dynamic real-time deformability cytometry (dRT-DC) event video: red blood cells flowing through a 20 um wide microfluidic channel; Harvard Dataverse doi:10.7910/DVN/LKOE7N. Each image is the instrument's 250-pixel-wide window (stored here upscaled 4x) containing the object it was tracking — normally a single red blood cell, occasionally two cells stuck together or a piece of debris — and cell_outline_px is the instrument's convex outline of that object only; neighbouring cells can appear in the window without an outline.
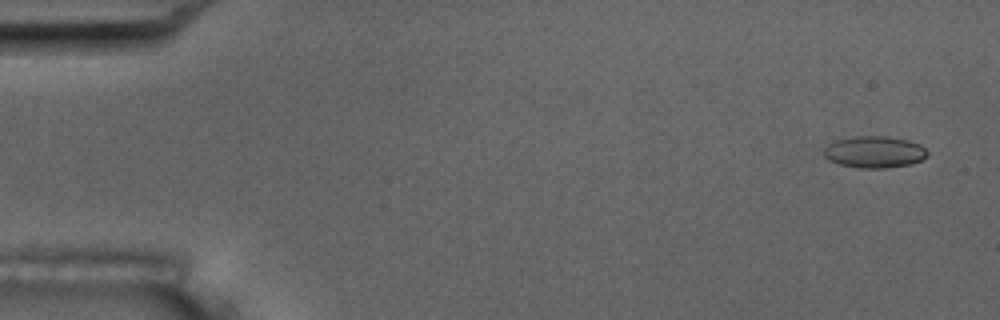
{"species": "common noctule bat (a hibernating species)", "species_latin": "Nyctalus noctula", "temperature_condition": "room temperature", "stored_images_in_passage": 6, "camera_frame_rate_fps": 3000, "um_per_image_px": 0.085, "animal": {"sex": "male", "body_mass_g": 17.5, "forearm_length_mm": 52.3}, "frame": {"image": 1, "passage_image": 1, "time_ms": 0.0, "image_size_px": [1000, 320], "cell_outline_px": [[928, 152], [920, 160], [912, 164], [884, 168], [860, 168], [840, 164], [828, 160], [824, 156], [824, 148], [828, 144], [836, 140], [852, 136], [884, 136], [908, 140], [920, 144]], "centroid_in_image_um": [74.29, 12.91], "position_along_channel_um": 10.7, "area_um2": 19.07}}